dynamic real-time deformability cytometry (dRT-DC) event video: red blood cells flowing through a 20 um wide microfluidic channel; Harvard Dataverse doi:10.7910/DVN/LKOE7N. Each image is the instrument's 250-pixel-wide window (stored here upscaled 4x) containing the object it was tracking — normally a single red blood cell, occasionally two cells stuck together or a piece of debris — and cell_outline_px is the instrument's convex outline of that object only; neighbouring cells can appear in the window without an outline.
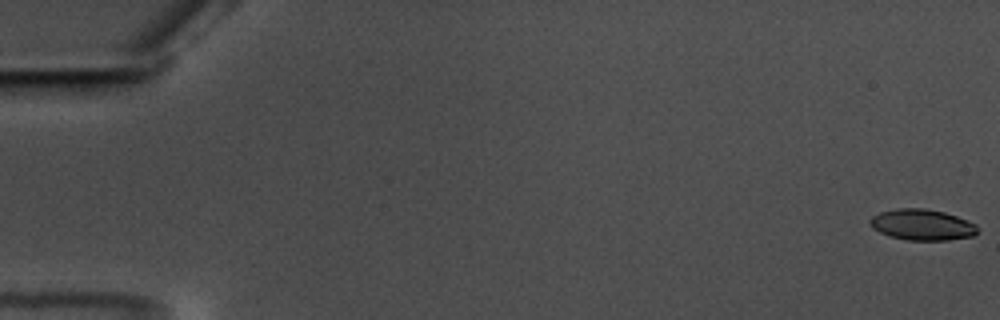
{"species": "common noctule bat (a hibernating species)", "species_latin": "Nyctalus noctula", "temperature_condition": "warm", "stored_images_in_passage": 59, "camera_frame_rate_fps": 3000, "um_per_image_px": 0.085, "animal": {"sex": "male", "body_mass_g": 17.5, "forearm_length_mm": 52.3}, "frame": {"image": 1, "passage_image": 1, "time_ms": 0.0, "image_size_px": [1000, 320], "cell_outline_px": [[976, 232], [972, 236], [948, 240], [908, 240], [892, 236], [880, 232], [872, 228], [868, 224], [868, 220], [872, 216], [880, 212], [896, 208], [924, 208], [944, 212], [968, 220], [976, 224]], "centroid_in_image_um": [78.34, 19.09], "position_along_channel_um": 6.7, "area_um2": 19.36}}
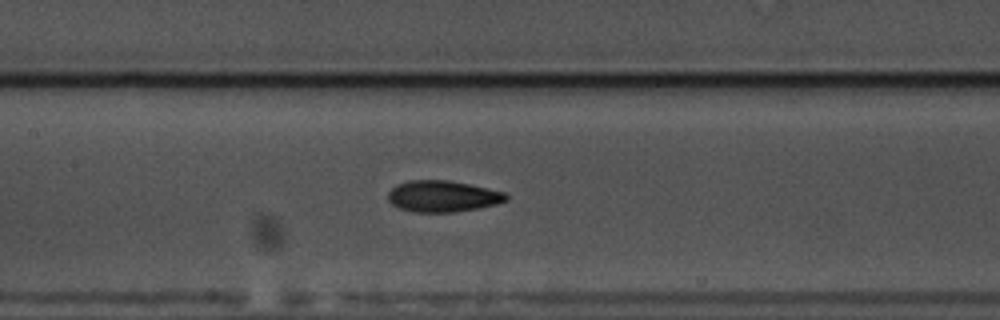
{"frame": {"image": 2, "passage_image": 29, "time_ms": 9.333, "image_size_px": [1000, 320], "cell_outline_px": [[508, 200], [496, 204], [480, 208], [456, 212], [416, 212], [400, 208], [392, 204], [388, 200], [388, 192], [396, 184], [408, 180], [448, 180], [468, 184], [504, 192], [508, 196]], "centroid_in_image_um": [37.62, 16.68], "position_along_channel_um": 169.8, "area_um2": 21.56}}
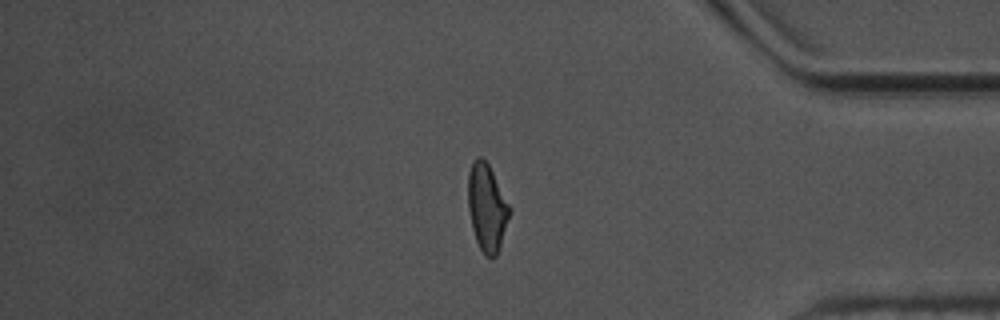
{"frame": {"image": 3, "passage_image": 50, "time_ms": 16.333, "image_size_px": [1000, 320], "cell_outline_px": [[512, 208], [496, 256], [484, 256], [476, 240], [472, 228], [468, 208], [468, 172], [476, 156], [480, 156], [488, 164]], "centroid_in_image_um": [41.38, 17.62], "position_along_channel_um": 393.8, "area_um2": 20.92}, "authors_computed_cell_mechanics": {"area_um2": 20.808, "velocity_mm_per_s": 3.5412, "shape_relaxation_time_tau1_ms": 3.803, "shape_relaxation_time_tau2_ms": 3.0848, "deformation_change_tau1": 0.1477, "deformation_change_tau2": 0.0899}}